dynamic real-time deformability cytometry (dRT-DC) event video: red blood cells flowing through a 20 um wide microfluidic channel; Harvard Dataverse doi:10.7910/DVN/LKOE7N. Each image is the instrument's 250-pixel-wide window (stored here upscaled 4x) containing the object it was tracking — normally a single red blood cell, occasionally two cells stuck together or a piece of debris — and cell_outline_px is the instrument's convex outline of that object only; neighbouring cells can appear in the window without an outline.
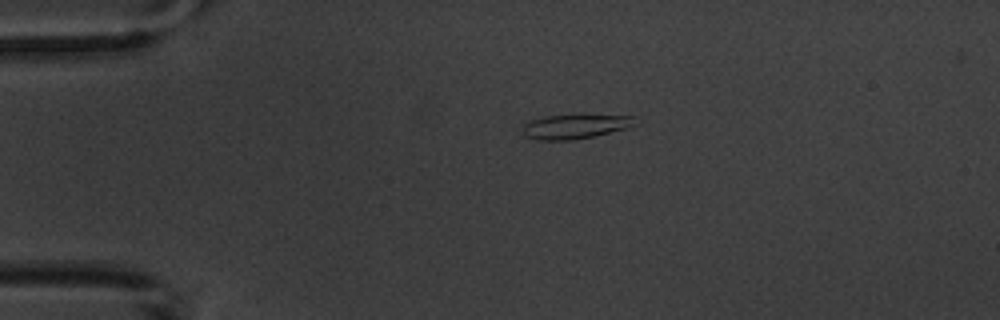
{"species": "common noctule bat (a hibernating species)", "species_latin": "Nyctalus noctula", "temperature_condition": "warm", "stored_images_in_passage": 2, "camera_frame_rate_fps": 3000, "um_per_image_px": 0.085, "animal": {"sex": "male", "body_mass_g": 20.1, "forearm_length_mm": 53.5}, "frame": {"image": 1, "passage_image": 1, "time_ms": 0.0, "image_size_px": [1000, 320], "cell_outline_px": [[636, 124], [628, 128], [592, 136], [572, 140], [536, 140], [524, 136], [524, 124], [528, 120], [544, 116], [636, 116]], "centroid_in_image_um": [48.85, 10.77], "position_along_channel_um": 36.2, "area_um2": 15.66}}